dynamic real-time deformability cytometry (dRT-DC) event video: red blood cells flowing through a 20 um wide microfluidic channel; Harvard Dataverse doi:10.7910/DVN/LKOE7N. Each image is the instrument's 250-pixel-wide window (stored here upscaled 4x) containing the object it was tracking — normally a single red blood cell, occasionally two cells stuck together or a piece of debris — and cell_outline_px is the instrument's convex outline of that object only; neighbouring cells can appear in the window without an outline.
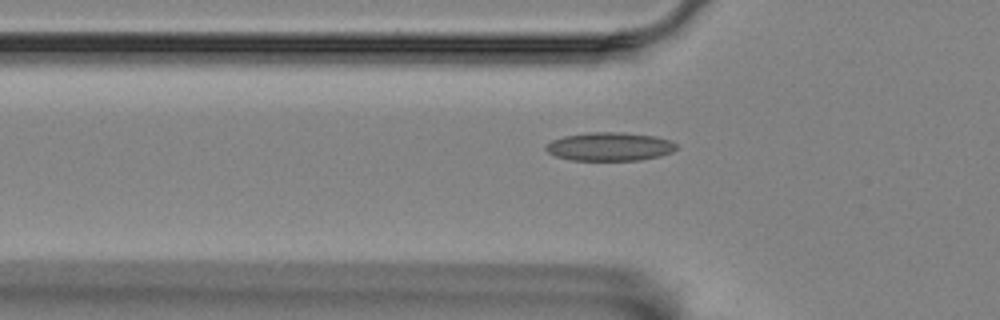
{"species": "Egyptian fruit bat (a non-hibernating species)", "species_latin": "Rousettus aegyptiacus", "temperature_condition": "room temperature", "stored_images_in_passage": 36, "camera_frame_rate_fps": 3000, "um_per_image_px": 0.085, "animal": {"sex": "female"}, "frame": {"image": 1, "passage_image": 2, "time_ms": 0.333, "image_size_px": [1000, 320], "cell_outline_px": [[676, 148], [672, 152], [660, 156], [640, 160], [572, 160], [556, 156], [548, 152], [544, 148], [552, 140], [564, 136], [588, 132], [620, 132], [656, 136], [672, 140], [676, 144]], "centroid_in_image_um": [51.85, 12.45], "position_along_channel_um": 74.0, "area_um2": 21.68}}
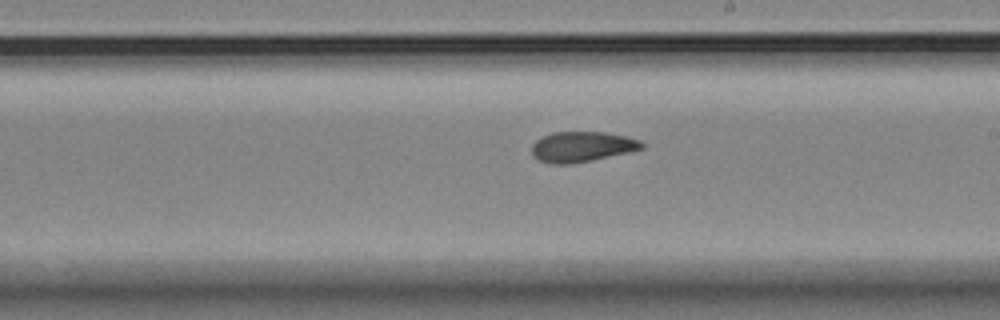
{"frame": {"image": 2, "passage_image": 16, "time_ms": 5.0, "image_size_px": [1000, 320], "cell_outline_px": [[644, 148], [632, 152], [572, 164], [552, 164], [540, 160], [532, 156], [532, 144], [540, 136], [552, 132], [604, 132], [624, 136], [640, 140], [644, 144]], "centroid_in_image_um": [49.46, 12.47], "position_along_channel_um": 239.5, "area_um2": 19.65}}
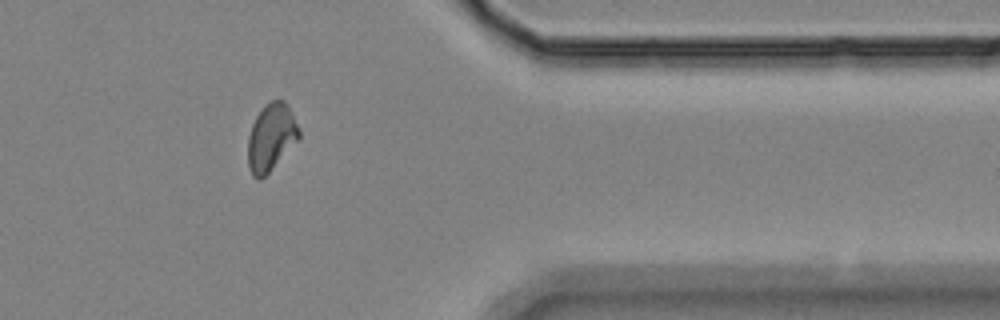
{"frame": {"image": 3, "passage_image": 30, "time_ms": 9.667, "image_size_px": [1000, 320], "cell_outline_px": [[300, 136], [268, 172], [260, 180], [256, 180], [252, 176], [248, 168], [248, 136], [252, 124], [256, 116], [264, 104], [272, 100], [284, 100], [292, 112], [300, 132]], "centroid_in_image_um": [23.01, 11.65], "position_along_channel_um": 388.4, "area_um2": 19.77}}